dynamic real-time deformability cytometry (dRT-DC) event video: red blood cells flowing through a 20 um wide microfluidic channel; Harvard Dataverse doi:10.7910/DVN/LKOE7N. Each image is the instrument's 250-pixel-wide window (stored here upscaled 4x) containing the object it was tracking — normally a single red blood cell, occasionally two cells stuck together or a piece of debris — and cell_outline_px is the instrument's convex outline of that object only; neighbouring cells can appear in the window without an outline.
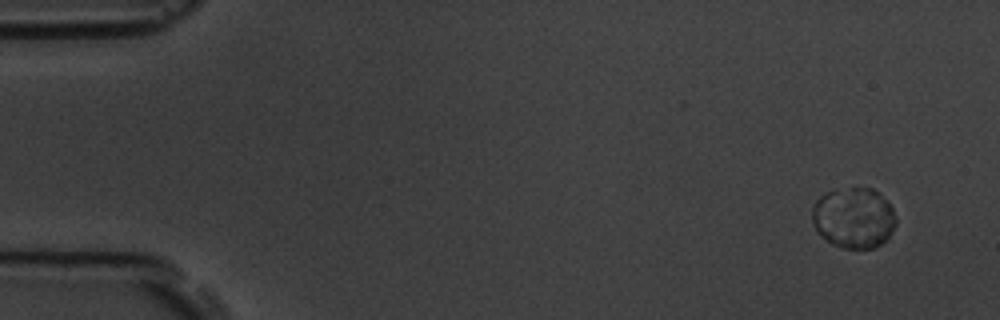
{"species": "common noctule bat (a hibernating species)", "species_latin": "Nyctalus noctula", "temperature_condition": "room temperature", "stored_images_in_passage": 9, "camera_frame_rate_fps": 3000, "um_per_image_px": 0.085, "animal": {"sex": "male", "body_mass_g": 19.5, "forearm_length_mm": 54.6}, "frame": {"image": 1, "passage_image": 1, "time_ms": 0.0, "image_size_px": [1000, 320], "cell_outline_px": [[896, 224], [892, 232], [876, 248], [844, 248], [832, 244], [816, 228], [812, 220], [812, 208], [816, 200], [824, 192], [848, 188], [872, 188], [892, 208], [896, 216]], "centroid_in_image_um": [72.56, 18.51], "position_along_channel_um": 12.4, "area_um2": 29.25}}
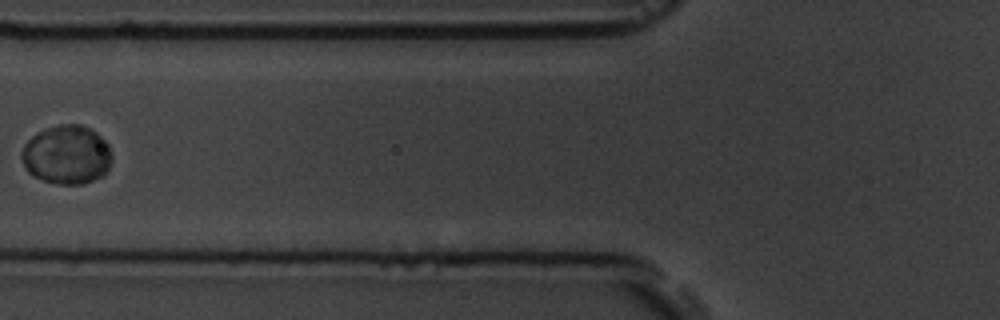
{"frame": {"image": 2, "passage_image": 7, "time_ms": 6.667, "image_size_px": [1000, 320], "cell_outline_px": [[112, 160], [108, 168], [100, 176], [84, 184], [60, 184], [44, 180], [32, 176], [28, 172], [20, 156], [20, 152], [24, 144], [32, 136], [44, 128], [60, 124], [80, 124], [96, 132], [108, 144], [112, 156]], "centroid_in_image_um": [5.65, 13.14], "position_along_channel_um": 120.2, "area_um2": 30.98}}
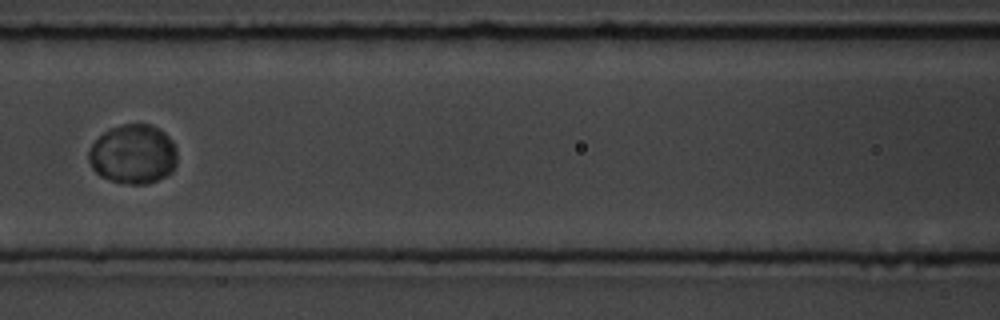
{"frame": {"image": 3, "passage_image": 8, "time_ms": 7.667, "image_size_px": [1000, 320], "cell_outline_px": [[176, 164], [172, 172], [168, 176], [148, 184], [128, 184], [112, 180], [100, 176], [92, 168], [88, 160], [88, 152], [92, 144], [108, 128], [124, 124], [152, 124], [160, 128], [168, 136], [176, 148]], "centroid_in_image_um": [11.33, 13.11], "position_along_channel_um": 155.3, "area_um2": 30.87}}